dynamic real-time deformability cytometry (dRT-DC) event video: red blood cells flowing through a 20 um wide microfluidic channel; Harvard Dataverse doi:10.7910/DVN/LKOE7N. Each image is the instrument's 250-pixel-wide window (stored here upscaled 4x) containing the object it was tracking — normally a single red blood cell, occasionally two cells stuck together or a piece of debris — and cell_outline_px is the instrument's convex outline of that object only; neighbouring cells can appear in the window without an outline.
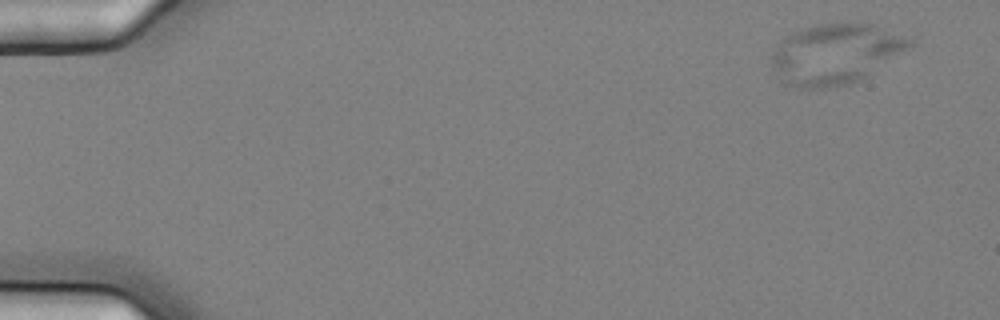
{"species": "common noctule bat (a hibernating species)", "species_latin": "Nyctalus noctula", "temperature_condition": "cold", "stored_images_in_passage": 4, "camera_frame_rate_fps": 3000, "um_per_image_px": 0.085, "animal": {"sex": "female", "body_mass_g": 25.1}, "frame": {"image": 1, "passage_image": 1, "time_ms": 0.0, "image_size_px": [1000, 320], "cell_outline_px": [[916, 40], [908, 48], [860, 80], [848, 84], [828, 88], [800, 88], [788, 84], [772, 68], [772, 56], [776, 48], [792, 32], [816, 24], [844, 20], [860, 20], [876, 24], [916, 36]], "centroid_in_image_um": [71.14, 4.5], "position_along_channel_um": 13.9, "area_um2": 49.36}}
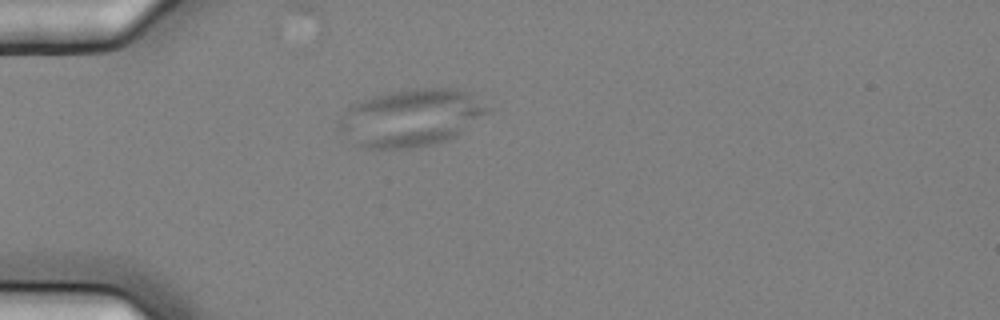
{"frame": {"image": 2, "passage_image": 4, "time_ms": 1.0, "image_size_px": [1000, 320], "cell_outline_px": [[492, 112], [452, 140], [436, 144], [412, 148], [364, 148], [356, 144], [336, 124], [348, 108], [352, 104], [372, 96], [388, 92], [412, 88], [456, 88], [472, 92], [492, 108]], "centroid_in_image_um": [35.06, 9.99], "position_along_channel_um": 49.9, "area_um2": 50.4}}